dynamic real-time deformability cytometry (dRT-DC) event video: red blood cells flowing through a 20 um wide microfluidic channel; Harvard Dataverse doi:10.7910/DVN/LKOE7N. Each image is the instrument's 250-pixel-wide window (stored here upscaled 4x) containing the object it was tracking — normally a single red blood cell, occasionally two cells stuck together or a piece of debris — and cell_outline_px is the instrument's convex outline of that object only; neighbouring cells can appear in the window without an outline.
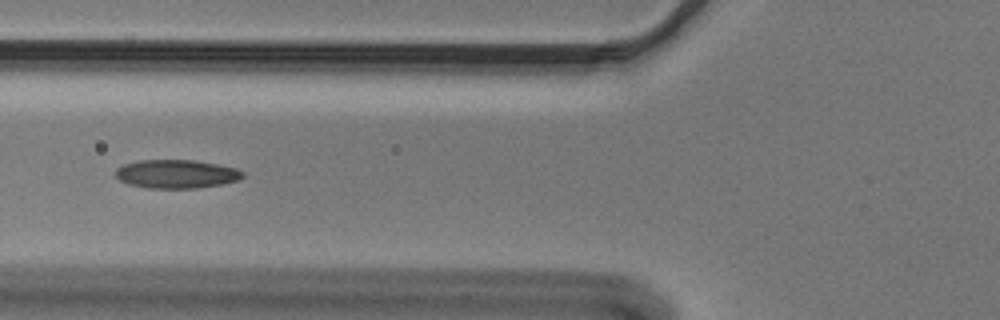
{"species": "Egyptian fruit bat (a non-hibernating species)", "species_latin": "Rousettus aegyptiacus", "temperature_condition": "cold", "stored_images_in_passage": 37, "camera_frame_rate_fps": 3000, "um_per_image_px": 0.085, "animal": {"sex": "male"}, "frame": {"image": 1, "passage_image": 7, "time_ms": 2.0, "image_size_px": [1000, 320], "cell_outline_px": [[244, 176], [240, 180], [220, 184], [196, 188], [148, 188], [128, 184], [120, 180], [116, 176], [116, 168], [124, 164], [140, 160], [196, 160], [236, 168], [244, 172]], "centroid_in_image_um": [15.0, 14.78], "position_along_channel_um": 110.8, "area_um2": 21.15}}
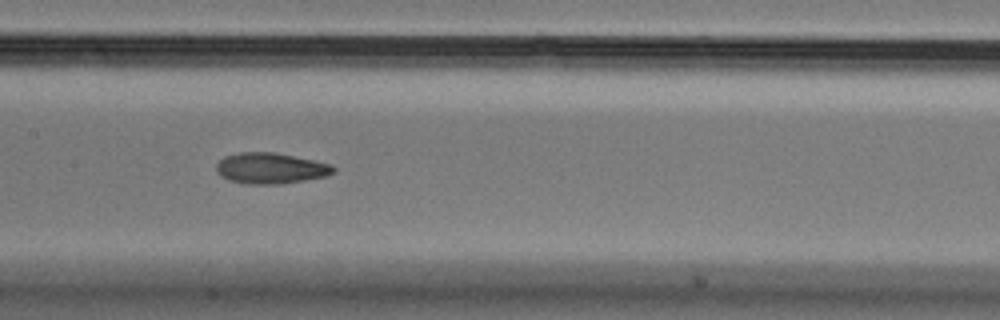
{"frame": {"image": 2, "passage_image": 13, "time_ms": 4.0, "image_size_px": [1000, 320], "cell_outline_px": [[336, 172], [328, 176], [280, 184], [244, 184], [228, 180], [220, 176], [216, 172], [216, 164], [224, 156], [240, 152], [272, 152], [332, 164], [336, 168]], "centroid_in_image_um": [22.99, 14.31], "position_along_channel_um": 184.4, "area_um2": 21.21}}
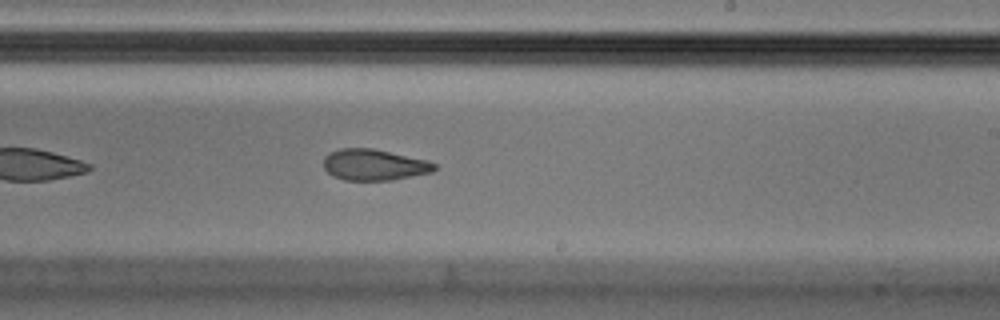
{"frame": {"image": 3, "passage_image": 19, "time_ms": 6.0, "image_size_px": [1000, 320], "cell_outline_px": [[436, 168], [432, 172], [392, 180], [344, 180], [332, 176], [324, 168], [324, 156], [328, 152], [340, 148], [372, 148], [428, 160], [436, 164]], "centroid_in_image_um": [31.78, 14.0], "position_along_channel_um": 257.2, "area_um2": 20.23}}